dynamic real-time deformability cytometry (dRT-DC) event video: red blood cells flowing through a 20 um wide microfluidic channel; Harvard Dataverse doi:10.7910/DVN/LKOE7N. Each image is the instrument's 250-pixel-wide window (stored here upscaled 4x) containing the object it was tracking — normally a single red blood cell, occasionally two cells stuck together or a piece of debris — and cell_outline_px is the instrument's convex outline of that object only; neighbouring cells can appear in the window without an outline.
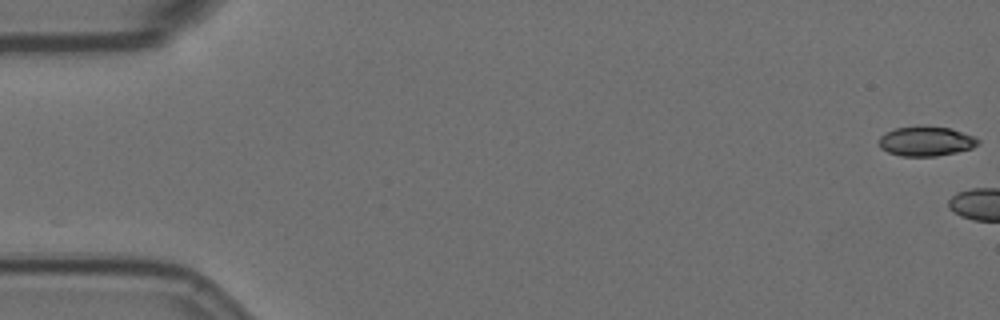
{"species": "Egyptian fruit bat (a non-hibernating species)", "species_latin": "Rousettus aegyptiacus", "temperature_condition": "room temperature", "stored_images_in_passage": 5, "camera_frame_rate_fps": 3000, "um_per_image_px": 0.085, "animal": {"sex": "female"}, "frame": {"image": 1, "passage_image": 1, "time_ms": 0.0, "image_size_px": [1000, 320], "cell_outline_px": [[980, 144], [972, 148], [956, 152], [936, 156], [900, 156], [888, 152], [880, 148], [880, 136], [884, 132], [896, 128], [952, 128], [976, 136], [980, 140]], "centroid_in_image_um": [78.75, 12.03], "position_along_channel_um": 6.2, "area_um2": 16.82}}